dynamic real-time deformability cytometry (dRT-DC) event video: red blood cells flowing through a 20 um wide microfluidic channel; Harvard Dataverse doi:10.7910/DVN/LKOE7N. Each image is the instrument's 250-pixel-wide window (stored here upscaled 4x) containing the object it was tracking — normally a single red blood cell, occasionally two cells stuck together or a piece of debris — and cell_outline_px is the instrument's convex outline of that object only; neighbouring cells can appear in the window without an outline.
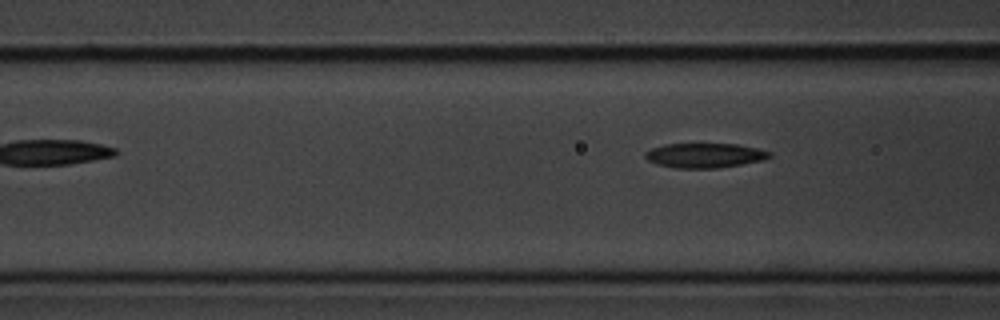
{"species": "common noctule bat (a hibernating species)", "species_latin": "Nyctalus noctula", "temperature_condition": "cold", "stored_images_in_passage": 3, "camera_frame_rate_fps": 3000, "um_per_image_px": 0.085, "animal": {"sex": "male", "body_mass_g": 20.1, "forearm_length_mm": 53.5}, "frame": {"image": 1, "passage_image": 3, "time_ms": 2.667, "image_size_px": [1000, 320], "cell_outline_px": [[772, 156], [764, 160], [720, 168], [676, 168], [656, 164], [648, 160], [644, 156], [644, 152], [652, 148], [664, 144], [736, 144], [756, 148], [772, 152]], "centroid_in_image_um": [59.9, 13.21], "position_along_channel_um": 106.7, "area_um2": 17.92}}